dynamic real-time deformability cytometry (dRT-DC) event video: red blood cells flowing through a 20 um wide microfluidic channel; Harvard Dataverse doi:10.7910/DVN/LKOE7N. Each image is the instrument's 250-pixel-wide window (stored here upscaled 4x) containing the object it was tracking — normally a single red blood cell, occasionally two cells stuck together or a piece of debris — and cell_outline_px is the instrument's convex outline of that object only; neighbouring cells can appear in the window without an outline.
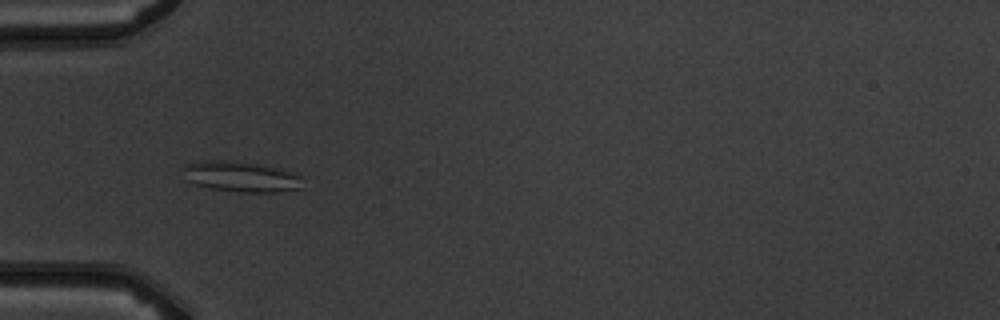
{"species": "common noctule bat (a hibernating species)", "species_latin": "Nyctalus noctula", "temperature_condition": "warm", "stored_images_in_passage": 6, "camera_frame_rate_fps": 3000, "um_per_image_px": 0.085, "animal": {"sex": "male", "body_mass_g": 19.5, "forearm_length_mm": 54.6}, "frame": {"image": 1, "passage_image": 5, "time_ms": 4.667, "image_size_px": [1000, 320], "cell_outline_px": [[304, 188], [276, 192], [236, 192], [208, 188], [192, 184], [188, 180], [180, 168], [184, 164], [200, 160], [224, 160], [256, 164], [276, 168], [292, 172], [300, 176]], "centroid_in_image_um": [20.42, 15.02], "position_along_channel_um": 64.6, "area_um2": 21.5}}
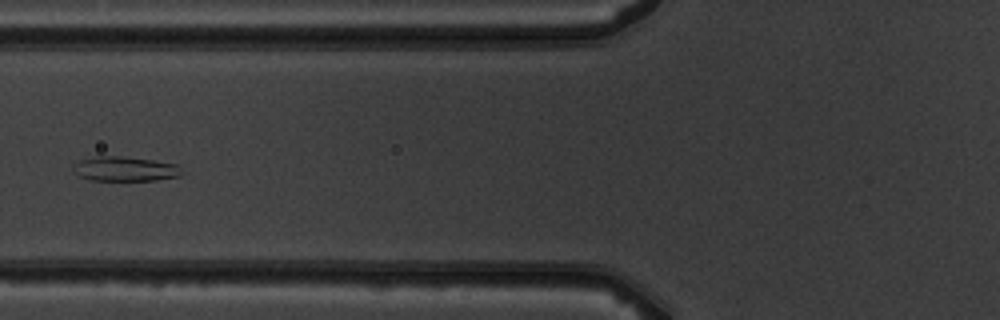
{"frame": {"image": 2, "passage_image": 6, "time_ms": 6.0, "image_size_px": [1000, 320], "cell_outline_px": [[184, 172], [180, 176], [156, 180], [88, 180], [76, 176], [76, 164], [80, 160], [96, 156], [120, 156], [152, 160], [176, 164]], "centroid_in_image_um": [10.65, 14.36], "position_along_channel_um": 115.1, "area_um2": 15.43}}